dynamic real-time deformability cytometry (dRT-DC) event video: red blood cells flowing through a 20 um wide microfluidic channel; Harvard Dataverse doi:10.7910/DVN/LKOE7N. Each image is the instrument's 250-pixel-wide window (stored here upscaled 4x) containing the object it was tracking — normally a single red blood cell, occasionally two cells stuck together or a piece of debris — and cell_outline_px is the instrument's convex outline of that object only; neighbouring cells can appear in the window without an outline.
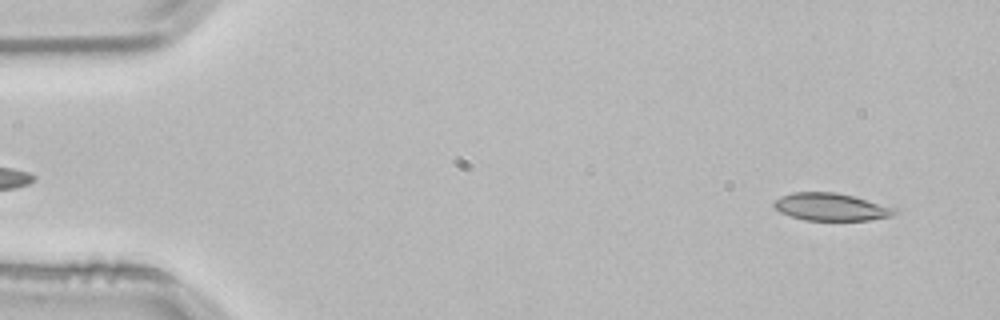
{"species": "common noctule bat (a hibernating species)", "species_latin": "Nyctalus noctula", "temperature_condition": "room temperature", "stored_images_in_passage": 50, "camera_frame_rate_fps": 3000, "um_per_image_px": 0.085, "animal": {"sex": "male", "body_mass_g": 21.5, "forearm_length_mm": 52.0}, "frame": {"image": 1, "passage_image": 1, "time_ms": 0.0, "image_size_px": [1000, 320], "cell_outline_px": [[900, 212], [892, 216], [868, 220], [804, 220], [780, 212], [772, 204], [780, 196], [792, 192], [836, 192], [852, 196], [896, 208]], "centroid_in_image_um": [70.64, 17.59], "position_along_channel_um": 14.4, "area_um2": 19.25}}
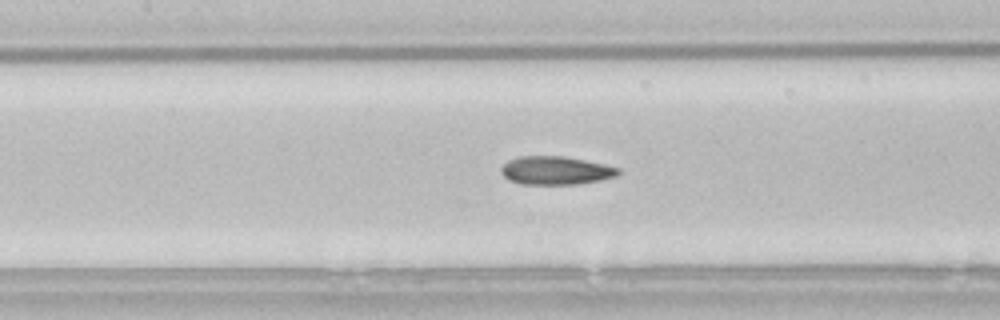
{"frame": {"image": 2, "passage_image": 21, "time_ms": 6.667, "image_size_px": [1000, 320], "cell_outline_px": [[620, 172], [616, 176], [600, 180], [576, 184], [524, 184], [508, 180], [500, 172], [500, 168], [508, 160], [520, 156], [564, 156], [604, 164], [620, 168]], "centroid_in_image_um": [47.22, 14.49], "position_along_channel_um": 160.2, "area_um2": 19.31}}
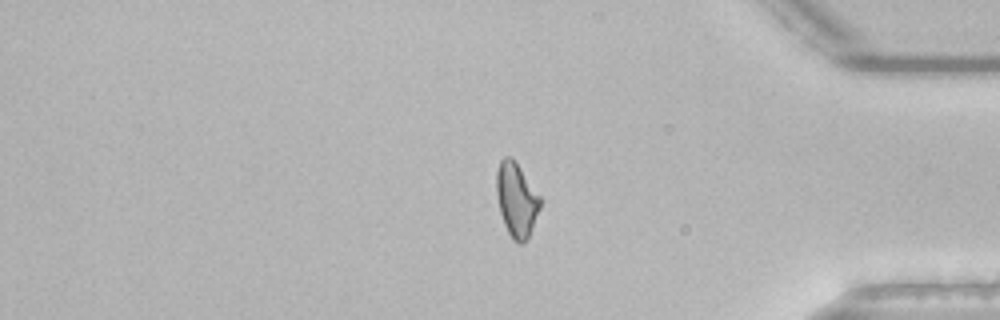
{"frame": {"image": 3, "passage_image": 41, "time_ms": 13.333, "image_size_px": [1000, 320], "cell_outline_px": [[544, 200], [528, 236], [524, 244], [520, 244], [512, 240], [504, 224], [500, 212], [496, 192], [496, 172], [500, 160], [504, 156], [512, 156]], "centroid_in_image_um": [43.91, 16.95], "position_along_channel_um": 391.3, "area_um2": 19.19}, "authors_computed_cell_mechanics": {"area_um2": 19.2763, "velocity_mm_per_s": 3.8364, "shape_relaxation_time_tau1_ms": null, "shape_relaxation_time_tau2_ms": 2.8045, "deformation_change_tau1": null, "deformation_change_tau2": 0.0952}}